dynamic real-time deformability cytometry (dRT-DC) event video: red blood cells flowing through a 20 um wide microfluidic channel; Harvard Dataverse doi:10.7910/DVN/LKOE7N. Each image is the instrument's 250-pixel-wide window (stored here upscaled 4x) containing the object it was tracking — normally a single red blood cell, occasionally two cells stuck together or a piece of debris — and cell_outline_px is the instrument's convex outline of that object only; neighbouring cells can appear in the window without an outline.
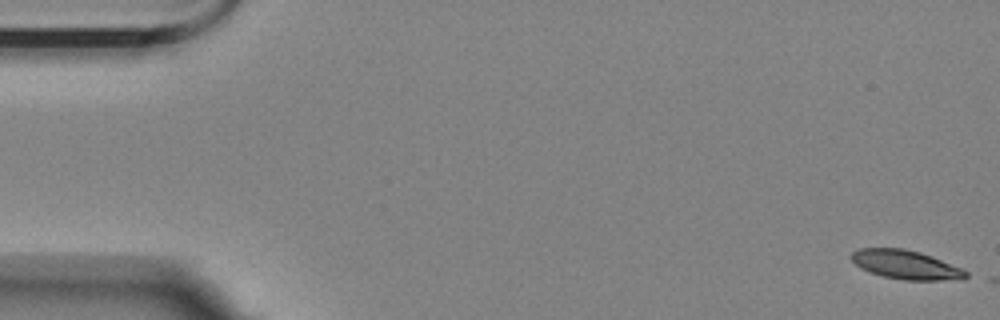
{"species": "Egyptian fruit bat (a non-hibernating species)", "species_latin": "Rousettus aegyptiacus", "temperature_condition": "room temperature", "stored_images_in_passage": 3, "camera_frame_rate_fps": 3000, "um_per_image_px": 0.085, "animal": {"sex": "female"}, "frame": {"image": 1, "passage_image": 1, "time_ms": 0.0, "image_size_px": [1000, 320], "cell_outline_px": [[972, 276], [964, 280], [904, 280], [884, 276], [860, 268], [852, 260], [852, 252], [860, 248], [904, 248], [920, 252], [932, 256], [960, 268], [968, 272]], "centroid_in_image_um": [77.06, 22.51], "position_along_channel_um": 7.9, "area_um2": 19.31}}